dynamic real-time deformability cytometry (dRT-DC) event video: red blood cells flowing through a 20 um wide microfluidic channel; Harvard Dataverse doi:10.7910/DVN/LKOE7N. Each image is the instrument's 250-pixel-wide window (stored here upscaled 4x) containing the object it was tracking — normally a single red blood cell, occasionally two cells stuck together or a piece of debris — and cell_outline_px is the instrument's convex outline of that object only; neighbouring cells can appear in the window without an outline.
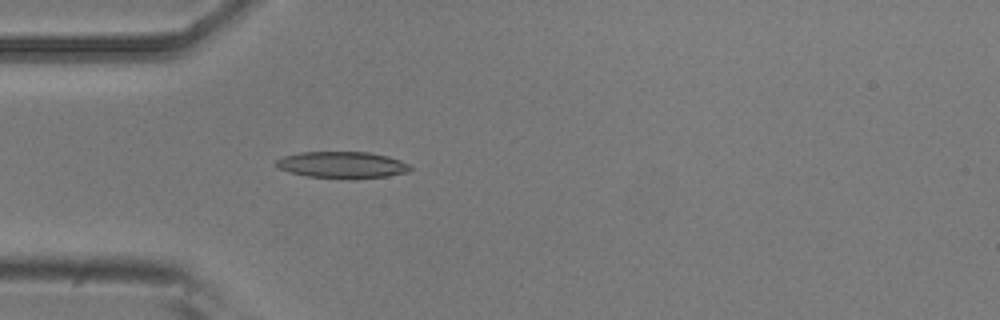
{"species": "common noctule bat (a hibernating species)", "species_latin": "Nyctalus noctula", "temperature_condition": "room temperature", "stored_images_in_passage": 4, "camera_frame_rate_fps": 3000, "um_per_image_px": 0.085, "animal": {"sex": "male", "body_mass_g": 20.5, "forearm_length_mm": 52.5}, "frame": {"image": 1, "passage_image": 4, "time_ms": 1.0, "image_size_px": [1000, 320], "cell_outline_px": [[412, 168], [408, 172], [388, 176], [308, 176], [292, 172], [280, 168], [276, 164], [276, 160], [284, 156], [300, 152], [368, 152], [388, 156], [400, 160], [408, 164]], "centroid_in_image_um": [29.1, 13.96], "position_along_channel_um": 55.9, "area_um2": 19.71}}